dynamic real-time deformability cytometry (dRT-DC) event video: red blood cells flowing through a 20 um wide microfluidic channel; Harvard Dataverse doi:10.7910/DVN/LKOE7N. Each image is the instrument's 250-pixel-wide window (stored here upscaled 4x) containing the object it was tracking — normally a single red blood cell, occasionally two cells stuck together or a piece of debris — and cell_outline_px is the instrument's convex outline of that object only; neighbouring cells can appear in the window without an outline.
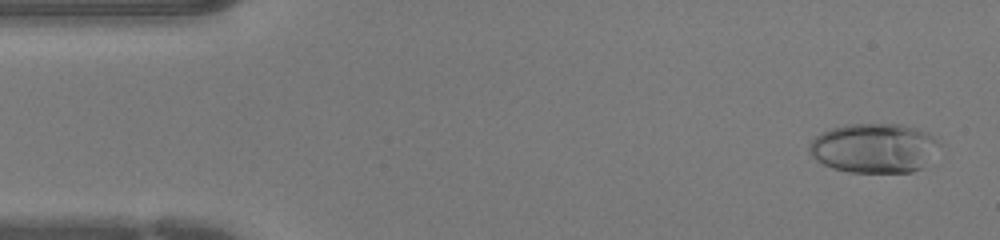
{"species": "human", "species_latin": "Homo sapiens", "temperature_condition": "warm", "stored_images_in_passage": 44, "camera_frame_rate_fps": 3000, "um_per_image_px": 0.085, "donor": {"sex": "female"}, "frame": {"image": 1, "passage_image": 2, "time_ms": 0.333, "image_size_px": [1000, 240], "cell_outline_px": [[944, 144], [920, 168], [912, 172], [848, 172], [832, 168], [816, 160], [808, 152], [808, 144], [820, 132], [844, 124], [900, 124], [916, 128], [928, 132], [940, 140]], "centroid_in_image_um": [74.31, 12.57], "position_along_channel_um": 10.7, "area_um2": 37.97}}
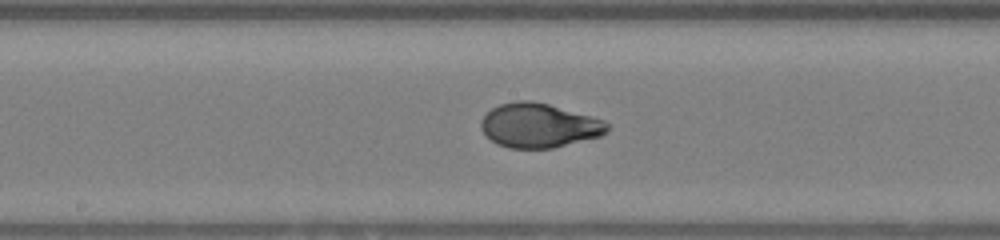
{"frame": {"image": 2, "passage_image": 22, "time_ms": 7.0, "image_size_px": [1000, 240], "cell_outline_px": [[612, 128], [600, 136], [552, 148], [508, 148], [496, 144], [480, 128], [480, 120], [492, 108], [500, 104], [516, 100], [532, 100], [548, 104], [592, 116], [604, 120], [612, 124]], "centroid_in_image_um": [45.83, 10.66], "position_along_channel_um": 202.4, "area_um2": 32.71}}
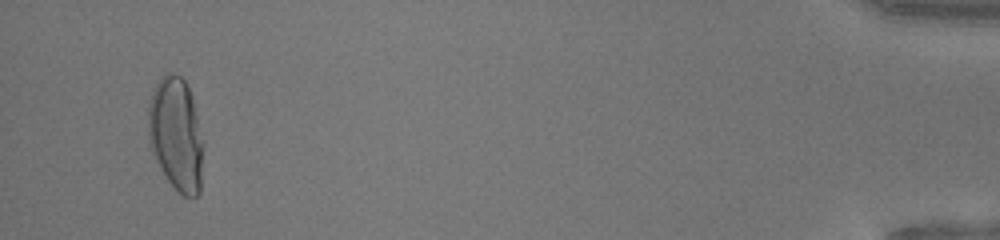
{"frame": {"image": 3, "passage_image": 42, "time_ms": 13.667, "image_size_px": [1000, 240], "cell_outline_px": [[204, 144], [200, 192], [196, 196], [184, 196], [168, 180], [160, 168], [156, 160], [148, 136], [148, 104], [152, 92], [160, 76], [164, 72], [172, 72], [180, 76], [184, 80], [192, 96], [204, 140]], "centroid_in_image_um": [14.98, 11.37], "position_along_channel_um": 420.2, "area_um2": 36.7}}